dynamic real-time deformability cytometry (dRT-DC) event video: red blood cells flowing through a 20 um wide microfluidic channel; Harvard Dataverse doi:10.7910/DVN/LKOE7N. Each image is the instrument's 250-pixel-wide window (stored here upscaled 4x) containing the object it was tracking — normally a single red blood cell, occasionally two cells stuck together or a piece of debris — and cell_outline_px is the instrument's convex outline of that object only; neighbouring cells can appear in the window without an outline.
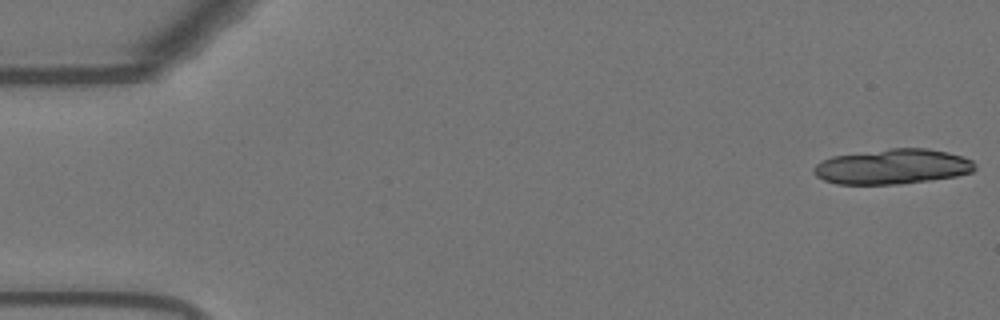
{"species": "Egyptian fruit bat (a non-hibernating species)", "species_latin": "Rousettus aegyptiacus", "temperature_condition": "warm", "stored_images_in_passage": 24, "camera_frame_rate_fps": 3000, "um_per_image_px": 0.085, "animal": {"sex": "female"}, "frame": {"image": 1, "passage_image": 1, "time_ms": 0.0, "image_size_px": [1000, 320], "cell_outline_px": [[976, 168], [972, 172], [956, 176], [928, 180], [896, 184], [836, 184], [824, 180], [816, 176], [812, 172], [812, 168], [820, 160], [832, 156], [892, 148], [928, 148], [948, 152], [964, 156], [972, 160], [976, 164]], "centroid_in_image_um": [75.86, 14.15], "position_along_channel_um": 9.1, "area_um2": 33.12}}